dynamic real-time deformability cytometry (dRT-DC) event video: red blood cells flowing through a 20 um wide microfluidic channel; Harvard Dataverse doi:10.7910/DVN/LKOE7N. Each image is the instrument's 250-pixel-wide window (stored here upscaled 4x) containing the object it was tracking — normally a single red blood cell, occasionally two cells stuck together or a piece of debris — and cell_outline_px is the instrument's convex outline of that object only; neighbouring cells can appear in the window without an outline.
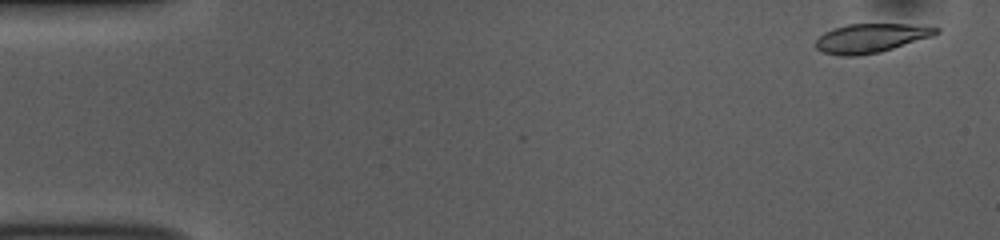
{"species": "common noctule bat (a hibernating species)", "species_latin": "Nyctalus noctula", "temperature_condition": "room temperature", "stored_images_in_passage": 52, "camera_frame_rate_fps": 3000, "um_per_image_px": 0.085, "animal": {"sex": "female", "body_mass_g": 10.0, "forearm_length_mm": 53.1}, "frame": {"image": 1, "passage_image": 2, "time_ms": 0.333, "image_size_px": [1000, 240], "cell_outline_px": [[940, 32], [932, 36], [880, 52], [856, 56], [840, 56], [824, 52], [816, 48], [816, 40], [824, 32], [848, 24], [908, 24], [940, 28]], "centroid_in_image_um": [74.02, 3.24], "position_along_channel_um": 11.0, "area_um2": 20.11}}
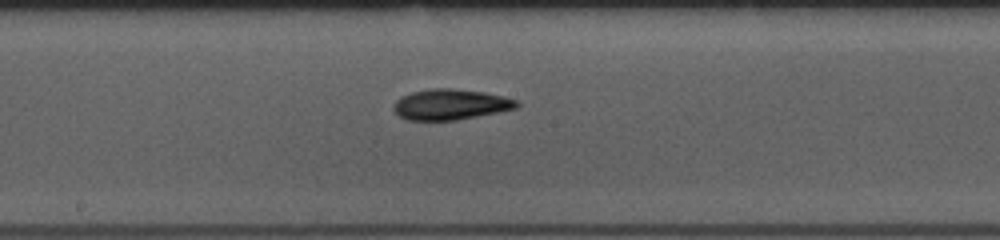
{"frame": {"image": 2, "passage_image": 27, "time_ms": 8.667, "image_size_px": [1000, 240], "cell_outline_px": [[520, 104], [516, 108], [456, 120], [408, 120], [400, 116], [392, 108], [396, 100], [400, 96], [412, 92], [432, 88], [452, 88], [484, 92], [516, 100]], "centroid_in_image_um": [38.24, 8.87], "position_along_channel_um": 210.0, "area_um2": 21.73}}
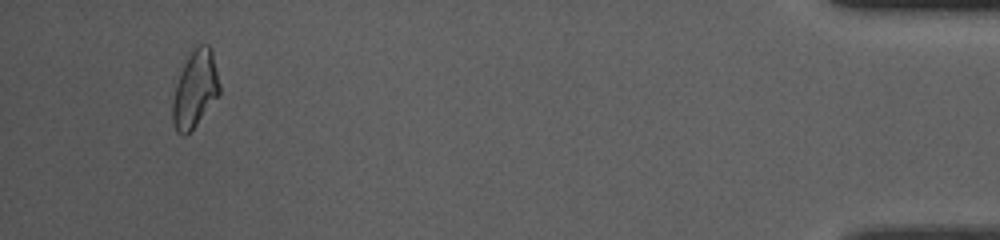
{"frame": {"image": 3, "passage_image": 49, "time_ms": 16.0, "image_size_px": [1000, 240], "cell_outline_px": [[220, 92], [196, 124], [184, 136], [180, 136], [176, 132], [172, 120], [172, 104], [180, 64], [200, 44], [208, 44], [212, 48], [220, 84]], "centroid_in_image_um": [16.55, 7.54], "position_along_channel_um": 418.6, "area_um2": 21.1}, "authors_computed_cell_mechanics": {"area_um2": 21.0392, "velocity_mm_per_s": 3.8369, "shape_relaxation_time_tau1_ms": 4.3685, "shape_relaxation_time_tau2_ms": null, "deformation_change_tau1": 0.1209, "deformation_change_tau2": null}}